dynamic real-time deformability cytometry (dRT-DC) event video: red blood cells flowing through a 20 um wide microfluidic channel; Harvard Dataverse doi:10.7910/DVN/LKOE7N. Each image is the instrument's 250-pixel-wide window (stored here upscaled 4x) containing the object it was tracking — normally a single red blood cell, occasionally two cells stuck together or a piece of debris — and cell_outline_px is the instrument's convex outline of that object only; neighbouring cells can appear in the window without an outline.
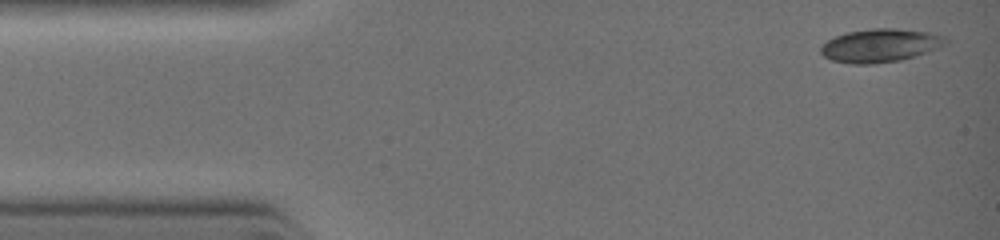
{"species": "common noctule bat (a hibernating species)", "species_latin": "Nyctalus noctula", "temperature_condition": "warm", "stored_images_in_passage": 11, "camera_frame_rate_fps": 3000, "um_per_image_px": 0.085, "animal": {"sex": "female", "body_mass_g": 19.0, "forearm_length_mm": 51.5}, "frame": {"image": 1, "passage_image": 1, "time_ms": 0.0, "image_size_px": [1000, 240], "cell_outline_px": [[948, 44], [916, 56], [900, 60], [872, 64], [852, 64], [832, 60], [824, 56], [820, 52], [820, 48], [828, 40], [836, 36], [848, 32], [872, 28], [892, 28], [928, 32], [944, 36], [948, 40]], "centroid_in_image_um": [74.84, 3.87], "position_along_channel_um": 10.2, "area_um2": 24.16}}